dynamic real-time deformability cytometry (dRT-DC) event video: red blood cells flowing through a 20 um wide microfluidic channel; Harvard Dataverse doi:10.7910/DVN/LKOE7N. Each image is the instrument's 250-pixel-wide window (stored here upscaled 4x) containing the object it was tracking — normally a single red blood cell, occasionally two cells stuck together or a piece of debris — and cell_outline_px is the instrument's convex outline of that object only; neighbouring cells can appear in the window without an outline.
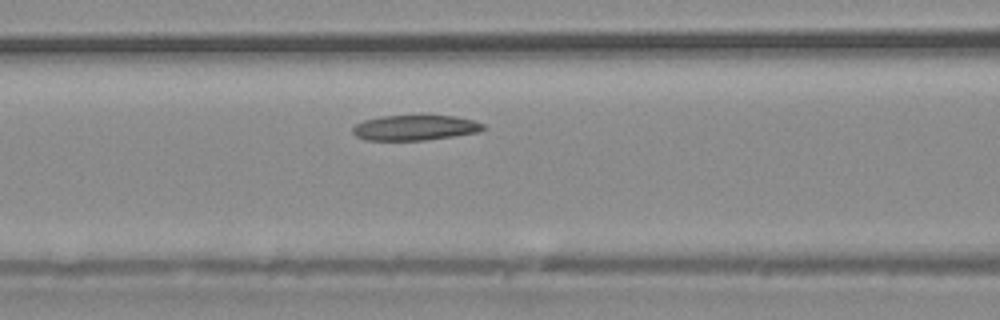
{"species": "common noctule bat (a hibernating species)", "species_latin": "Nyctalus noctula", "temperature_condition": "warm", "stored_images_in_passage": 27, "camera_frame_rate_fps": 3000, "um_per_image_px": 0.085, "animal": {"sex": "male", "body_mass_g": 20.4}, "frame": {"image": 1, "passage_image": 5, "time_ms": 1.333, "image_size_px": [1000, 320], "cell_outline_px": [[488, 128], [480, 132], [424, 140], [364, 140], [356, 136], [352, 132], [352, 128], [356, 124], [364, 120], [380, 116], [456, 116], [472, 120], [484, 124]], "centroid_in_image_um": [35.28, 10.86], "position_along_channel_um": 131.3, "area_um2": 19.19}}
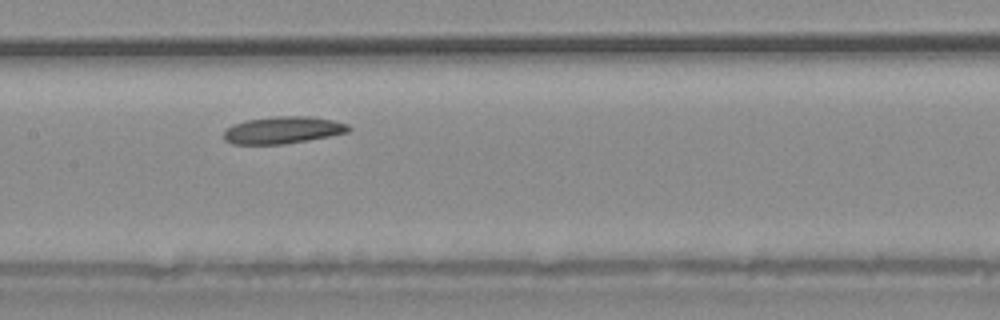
{"frame": {"image": 2, "passage_image": 8, "time_ms": 2.333, "image_size_px": [1000, 320], "cell_outline_px": [[352, 128], [348, 132], [328, 136], [284, 144], [232, 144], [224, 140], [224, 132], [232, 124], [248, 120], [272, 116], [308, 116], [332, 120], [348, 124]], "centroid_in_image_um": [24.03, 11.05], "position_along_channel_um": 183.4, "area_um2": 19.59}}